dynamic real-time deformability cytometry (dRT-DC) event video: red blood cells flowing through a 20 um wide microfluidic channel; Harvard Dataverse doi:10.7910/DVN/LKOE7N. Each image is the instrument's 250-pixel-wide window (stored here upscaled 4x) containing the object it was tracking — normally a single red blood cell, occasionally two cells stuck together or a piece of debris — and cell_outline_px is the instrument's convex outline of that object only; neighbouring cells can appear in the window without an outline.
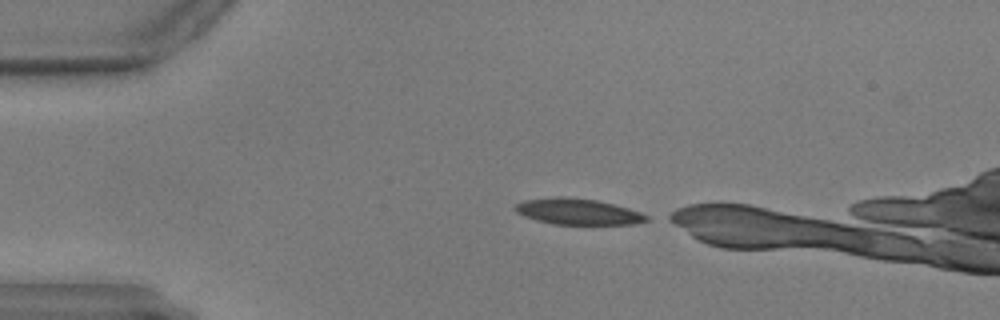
{"species": "common noctule bat (a hibernating species)", "species_latin": "Nyctalus noctula", "temperature_condition": "warm", "stored_images_in_passage": 18, "camera_frame_rate_fps": 3000, "um_per_image_px": 0.085, "animal": {"sex": "male", "body_mass_g": 17.9, "forearm_length_mm": 54.2}, "frame": {"image": 1, "passage_image": 1, "time_ms": 0.0, "image_size_px": [1000, 320], "cell_outline_px": [[648, 220], [636, 224], [552, 224], [536, 220], [524, 216], [516, 212], [512, 208], [516, 204], [524, 200], [560, 196], [564, 196], [596, 200], [628, 208], [640, 212], [648, 216]], "centroid_in_image_um": [49.08, 17.98], "position_along_channel_um": 35.9, "area_um2": 19.88}}
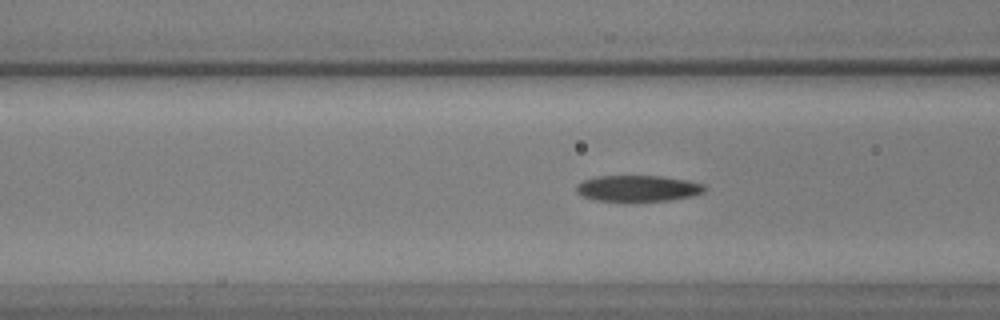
{"frame": {"image": 2, "passage_image": 11, "time_ms": 3.333, "image_size_px": [1000, 320], "cell_outline_px": [[708, 188], [704, 192], [692, 196], [672, 200], [596, 200], [584, 196], [576, 192], [576, 184], [584, 180], [596, 176], [664, 176], [704, 184]], "centroid_in_image_um": [54.25, 15.99], "position_along_channel_um": 112.4, "area_um2": 19.31}}
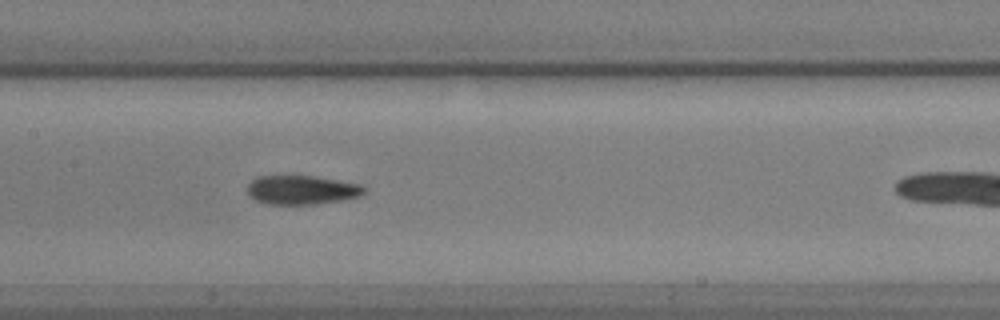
{"frame": {"image": 3, "passage_image": 17, "time_ms": 5.333, "image_size_px": [1000, 320], "cell_outline_px": [[368, 188], [360, 196], [344, 200], [316, 204], [268, 204], [256, 200], [248, 192], [248, 184], [256, 176], [316, 176], [360, 184]], "centroid_in_image_um": [25.69, 16.14], "position_along_channel_um": 181.7, "area_um2": 19.77}}